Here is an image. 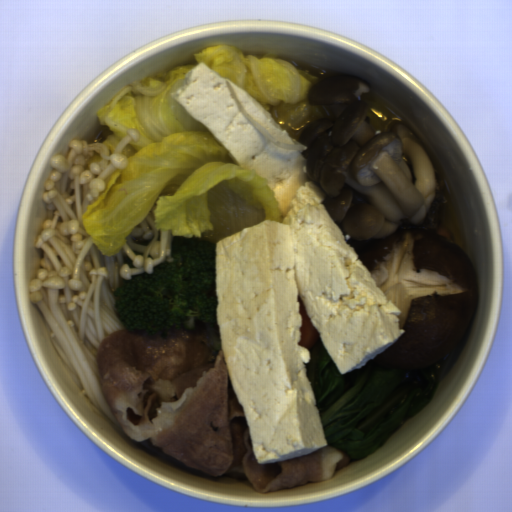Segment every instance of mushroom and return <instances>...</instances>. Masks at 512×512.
<instances>
[{
    "instance_id": "mushroom-1",
    "label": "mushroom",
    "mask_w": 512,
    "mask_h": 512,
    "mask_svg": "<svg viewBox=\"0 0 512 512\" xmlns=\"http://www.w3.org/2000/svg\"><path fill=\"white\" fill-rule=\"evenodd\" d=\"M400 312L402 335L366 361L397 373L426 370L453 354L475 314L477 272L464 249L414 224L397 226L356 255Z\"/></svg>"
}]
</instances>
